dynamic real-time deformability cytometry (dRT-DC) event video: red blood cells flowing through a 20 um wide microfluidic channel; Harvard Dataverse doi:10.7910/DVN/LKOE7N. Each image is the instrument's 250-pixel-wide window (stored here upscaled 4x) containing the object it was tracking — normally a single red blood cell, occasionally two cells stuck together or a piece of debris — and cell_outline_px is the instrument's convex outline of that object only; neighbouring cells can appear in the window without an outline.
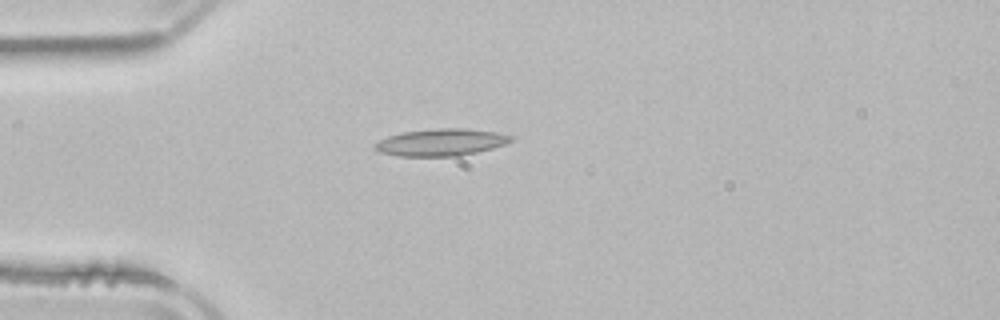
{"species": "common noctule bat (a hibernating species)", "species_latin": "Nyctalus noctula", "temperature_condition": "room temperature", "stored_images_in_passage": 2, "camera_frame_rate_fps": 3000, "um_per_image_px": 0.085, "animal": {"sex": "male", "body_mass_g": 21.5, "forearm_length_mm": 52.0}, "frame": {"image": 1, "passage_image": 2, "time_ms": 1.333, "image_size_px": [1000, 320], "cell_outline_px": [[516, 140], [492, 148], [460, 156], [400, 156], [380, 152], [376, 148], [376, 144], [380, 140], [388, 136], [400, 132], [436, 128], [468, 128], [496, 132], [512, 136]], "centroid_in_image_um": [37.53, 12.08], "position_along_channel_um": 47.5, "area_um2": 21.44}}